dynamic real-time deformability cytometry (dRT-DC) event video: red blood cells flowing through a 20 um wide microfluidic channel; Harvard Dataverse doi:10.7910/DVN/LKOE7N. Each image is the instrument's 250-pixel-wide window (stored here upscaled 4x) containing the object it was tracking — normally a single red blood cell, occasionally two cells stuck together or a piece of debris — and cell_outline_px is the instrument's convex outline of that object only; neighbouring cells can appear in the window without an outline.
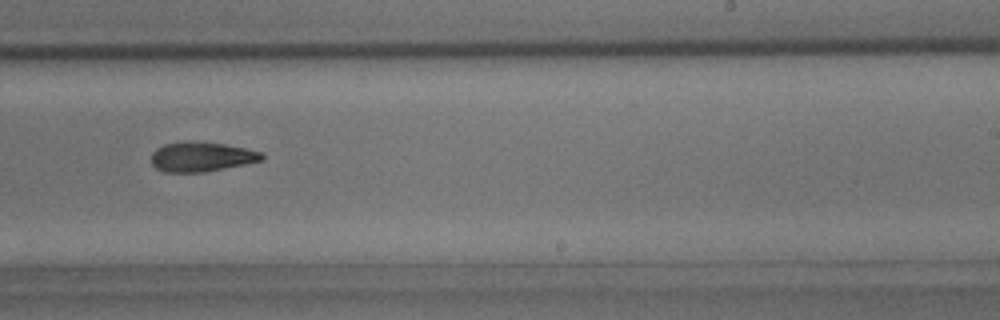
{"species": "common noctule bat (a hibernating species)", "species_latin": "Nyctalus noctula", "temperature_condition": "room temperature", "stored_images_in_passage": 22, "camera_frame_rate_fps": 3000, "um_per_image_px": 0.085, "animal": {"sex": "male", "body_mass_g": 15.6}, "frame": {"image": 1, "passage_image": 11, "time_ms": 3.333, "image_size_px": [1000, 320], "cell_outline_px": [[264, 160], [204, 172], [164, 172], [156, 168], [152, 164], [152, 152], [156, 148], [164, 144], [184, 140], [224, 144], [244, 148], [260, 152], [264, 156]], "centroid_in_image_um": [17.08, 13.32], "position_along_channel_um": 271.9, "area_um2": 19.07}}